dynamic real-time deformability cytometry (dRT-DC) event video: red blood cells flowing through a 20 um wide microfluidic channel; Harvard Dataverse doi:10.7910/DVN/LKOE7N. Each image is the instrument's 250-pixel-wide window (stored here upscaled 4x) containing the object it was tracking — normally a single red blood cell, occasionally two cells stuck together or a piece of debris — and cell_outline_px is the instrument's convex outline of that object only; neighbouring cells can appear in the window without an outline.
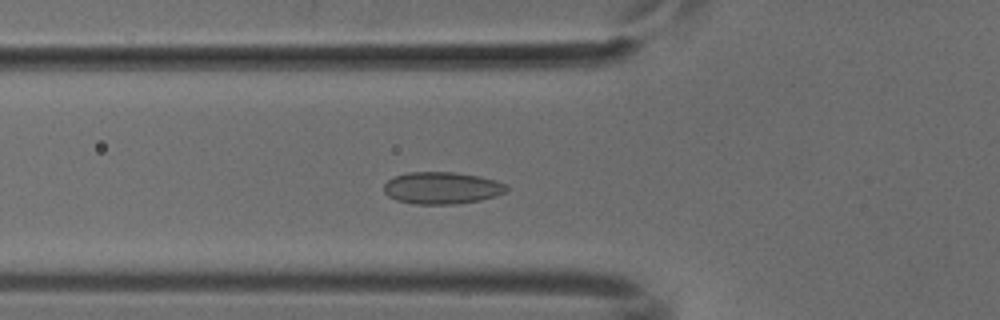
{"species": "common noctule bat (a hibernating species)", "species_latin": "Nyctalus noctula", "temperature_condition": "cold", "stored_images_in_passage": 41, "camera_frame_rate_fps": 3000, "um_per_image_px": 0.085, "animal": {"sex": "male", "body_mass_g": 18.8}, "frame": {"image": 1, "passage_image": 10, "time_ms": 3.0, "image_size_px": [1000, 320], "cell_outline_px": [[508, 192], [496, 196], [480, 200], [456, 204], [416, 204], [396, 200], [388, 196], [384, 192], [384, 184], [392, 176], [408, 172], [456, 172], [480, 176], [496, 180], [504, 184], [508, 188]], "centroid_in_image_um": [37.56, 15.97], "position_along_channel_um": 88.2, "area_um2": 23.12}}
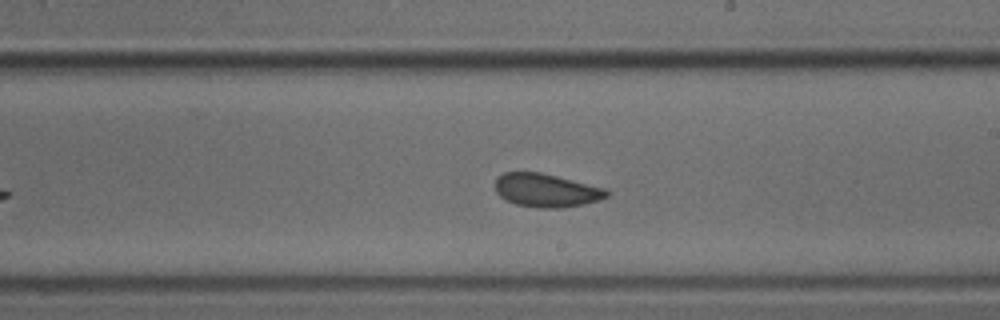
{"frame": {"image": 2, "passage_image": 22, "time_ms": 7.0, "image_size_px": [1000, 320], "cell_outline_px": [[608, 196], [600, 200], [564, 208], [540, 208], [516, 204], [504, 200], [496, 192], [496, 176], [504, 172], [540, 172], [604, 188], [608, 192]], "centroid_in_image_um": [46.39, 16.18], "position_along_channel_um": 242.6, "area_um2": 21.62}}
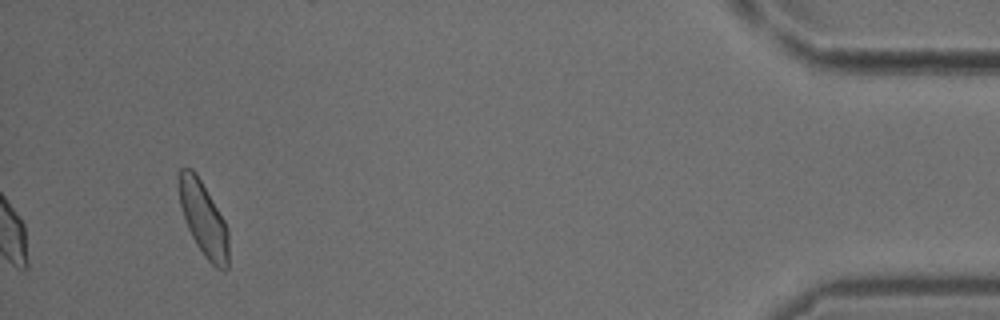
{"frame": {"image": 3, "passage_image": 41, "time_ms": 13.333, "image_size_px": [1000, 320], "cell_outline_px": [[228, 268], [224, 272], [216, 268], [204, 256], [196, 244], [188, 228], [180, 204], [176, 176], [180, 168], [192, 168], [196, 172], [224, 220], [228, 228]], "centroid_in_image_um": [17.28, 18.59], "position_along_channel_um": 417.9, "area_um2": 21.62}}